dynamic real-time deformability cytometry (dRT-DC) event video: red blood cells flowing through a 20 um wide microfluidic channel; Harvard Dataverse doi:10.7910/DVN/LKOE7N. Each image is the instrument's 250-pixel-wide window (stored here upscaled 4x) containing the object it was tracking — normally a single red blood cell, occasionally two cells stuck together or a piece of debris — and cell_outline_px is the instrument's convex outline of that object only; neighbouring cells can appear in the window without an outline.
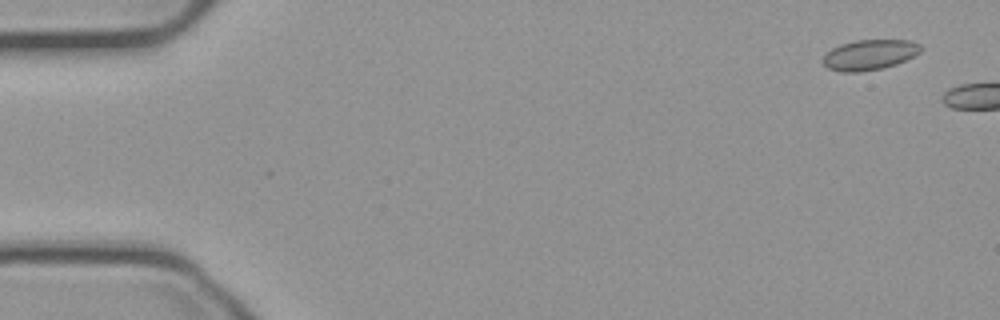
{"species": "common noctule bat (a hibernating species)", "species_latin": "Nyctalus noctula", "temperature_condition": "cold", "stored_images_in_passage": 7, "camera_frame_rate_fps": 3000, "um_per_image_px": 0.085, "animal": {"sex": "male", "body_mass_g": 23.1, "forearm_length_mm": 52.7}, "frame": {"image": 1, "passage_image": 3, "time_ms": 0.667, "image_size_px": [1000, 320], "cell_outline_px": [[924, 48], [920, 52], [896, 64], [884, 68], [860, 72], [840, 72], [828, 68], [824, 64], [824, 56], [832, 48], [840, 44], [856, 40], [912, 40], [920, 44]], "centroid_in_image_um": [73.94, 4.65], "position_along_channel_um": 11.1, "area_um2": 17.28}}